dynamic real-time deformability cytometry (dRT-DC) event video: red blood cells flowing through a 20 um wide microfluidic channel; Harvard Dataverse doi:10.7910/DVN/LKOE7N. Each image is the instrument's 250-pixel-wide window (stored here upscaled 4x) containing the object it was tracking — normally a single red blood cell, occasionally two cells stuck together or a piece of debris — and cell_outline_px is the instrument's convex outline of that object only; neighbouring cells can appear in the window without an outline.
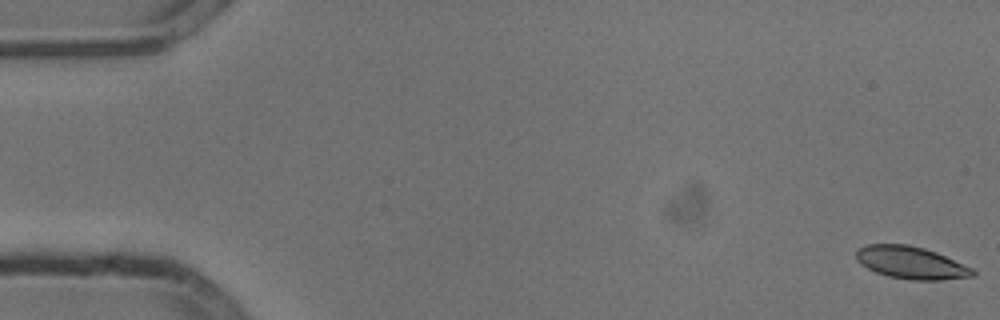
{"species": "common noctule bat (a hibernating species)", "species_latin": "Nyctalus noctula", "temperature_condition": "cold", "stored_images_in_passage": 54, "camera_frame_rate_fps": 3000, "um_per_image_px": 0.085, "animal": {"sex": "male", "body_mass_g": 13.3}, "frame": {"image": 1, "passage_image": 1, "time_ms": 0.0, "image_size_px": [1000, 320], "cell_outline_px": [[976, 276], [940, 280], [912, 280], [888, 276], [876, 272], [860, 264], [856, 260], [856, 248], [868, 244], [908, 244], [924, 248], [936, 252], [972, 268], [976, 272]], "centroid_in_image_um": [77.42, 22.32], "position_along_channel_um": 7.6, "area_um2": 22.08}}
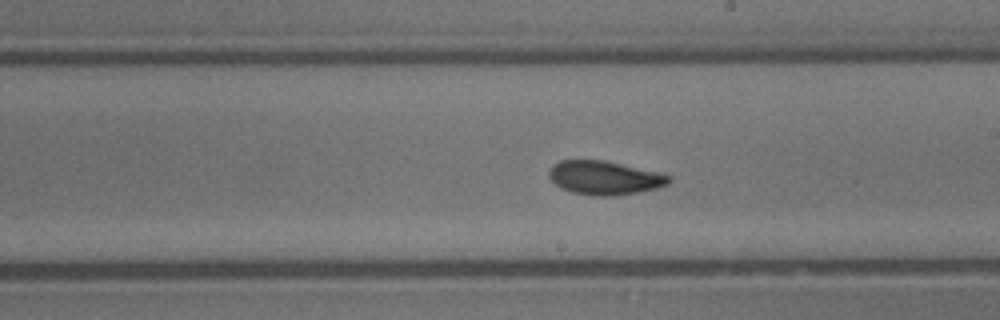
{"frame": {"image": 2, "passage_image": 31, "time_ms": 10.0, "image_size_px": [1000, 320], "cell_outline_px": [[672, 180], [668, 184], [656, 188], [636, 192], [612, 196], [596, 196], [572, 192], [560, 188], [548, 176], [548, 172], [552, 164], [560, 160], [604, 160], [664, 172], [672, 176]], "centroid_in_image_um": [51.42, 15.09], "position_along_channel_um": 237.6, "area_um2": 23.93}}
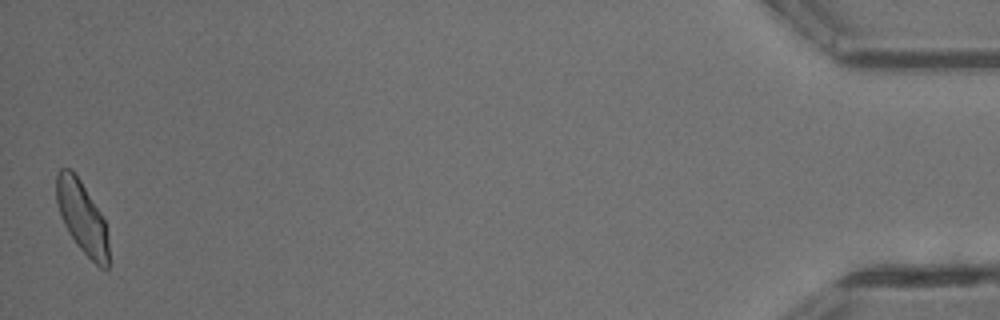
{"frame": {"image": 3, "passage_image": 54, "time_ms": 17.667, "image_size_px": [1000, 320], "cell_outline_px": [[108, 268], [100, 268], [76, 244], [68, 232], [60, 216], [56, 200], [56, 176], [60, 168], [72, 168], [80, 180], [100, 212], [104, 220], [108, 240]], "centroid_in_image_um": [6.95, 18.44], "position_along_channel_um": 428.2, "area_um2": 21.79}, "authors_computed_cell_mechanics": {"area_um2": 22.7443, "velocity_mm_per_s": 3.7731, "shape_relaxation_time_tau1_ms": 4.1929, "shape_relaxation_time_tau2_ms": 2.4895, "deformation_change_tau1": 0.1306, "deformation_change_tau2": 0.0788}}